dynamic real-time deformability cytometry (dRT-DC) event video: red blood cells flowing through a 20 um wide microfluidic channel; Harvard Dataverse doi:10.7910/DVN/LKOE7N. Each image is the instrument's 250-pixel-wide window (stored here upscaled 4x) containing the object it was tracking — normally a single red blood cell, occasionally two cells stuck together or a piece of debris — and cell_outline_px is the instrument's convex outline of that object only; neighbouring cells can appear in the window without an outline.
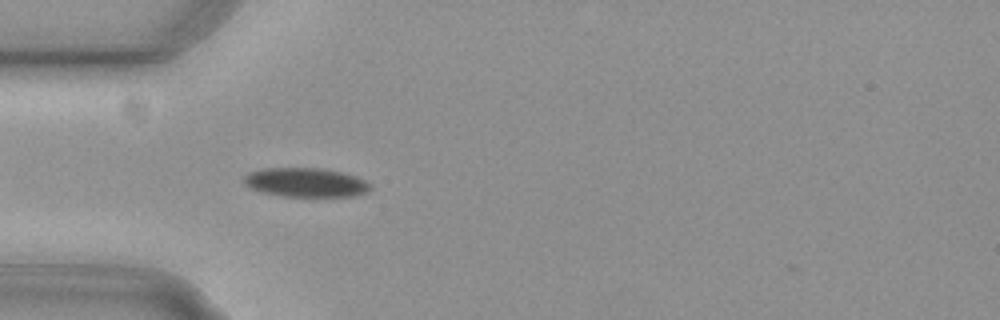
{"species": "common noctule bat (a hibernating species)", "species_latin": "Nyctalus noctula", "temperature_condition": "cold", "stored_images_in_passage": 38, "camera_frame_rate_fps": 3000, "um_per_image_px": 0.085, "animal": {"sex": "female", "body_mass_g": 29.2, "forearm_length_mm": 56.3}, "frame": {"image": 1, "passage_image": 1, "time_ms": 0.0, "image_size_px": [1000, 320], "cell_outline_px": [[372, 188], [368, 192], [356, 196], [280, 196], [260, 192], [248, 188], [244, 184], [244, 176], [248, 172], [264, 168], [320, 168], [340, 172], [356, 176], [372, 184]], "centroid_in_image_um": [25.97, 15.51], "position_along_channel_um": 59.0, "area_um2": 21.68}}
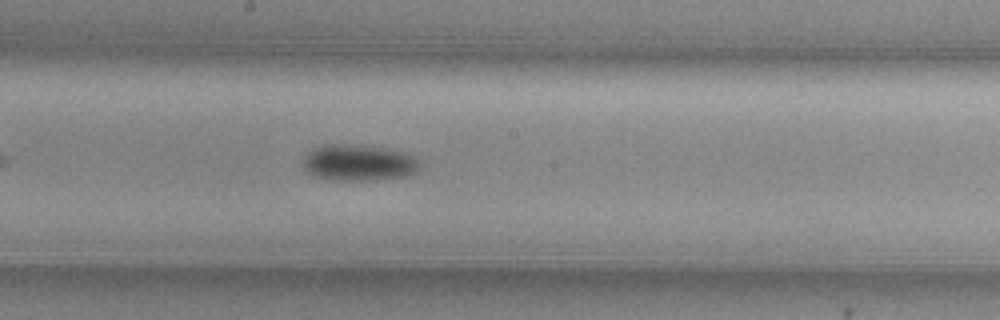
{"frame": {"image": 2, "passage_image": 14, "time_ms": 4.333, "image_size_px": [1000, 320], "cell_outline_px": [[420, 164], [416, 172], [404, 176], [368, 180], [332, 180], [312, 176], [304, 172], [304, 156], [308, 152], [324, 144], [352, 144], [384, 148], [404, 152], [412, 156]], "centroid_in_image_um": [30.42, 13.83], "position_along_channel_um": 217.8, "area_um2": 24.57}}
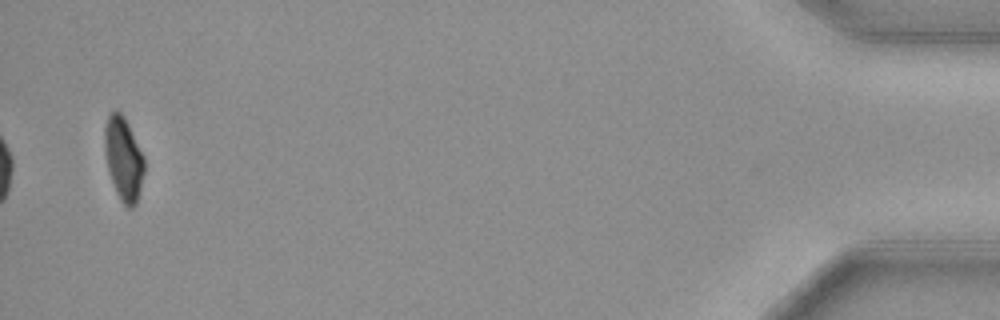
{"frame": {"image": 3, "passage_image": 38, "time_ms": 12.333, "image_size_px": [1000, 320], "cell_outline_px": [[144, 172], [136, 204], [132, 208], [128, 208], [120, 200], [116, 192], [108, 168], [104, 144], [104, 128], [108, 116], [116, 108], [124, 116], [144, 156]], "centroid_in_image_um": [10.5, 13.48], "position_along_channel_um": 424.7, "area_um2": 19.07}, "authors_computed_cell_mechanics": {"area_um2": 22.253, "velocity_mm_per_s": 3.7429, "shape_relaxation_time_tau1_ms": 2.9161, "shape_relaxation_time_tau2_ms": null, "deformation_change_tau1": 0.0982, "deformation_change_tau2": null}}